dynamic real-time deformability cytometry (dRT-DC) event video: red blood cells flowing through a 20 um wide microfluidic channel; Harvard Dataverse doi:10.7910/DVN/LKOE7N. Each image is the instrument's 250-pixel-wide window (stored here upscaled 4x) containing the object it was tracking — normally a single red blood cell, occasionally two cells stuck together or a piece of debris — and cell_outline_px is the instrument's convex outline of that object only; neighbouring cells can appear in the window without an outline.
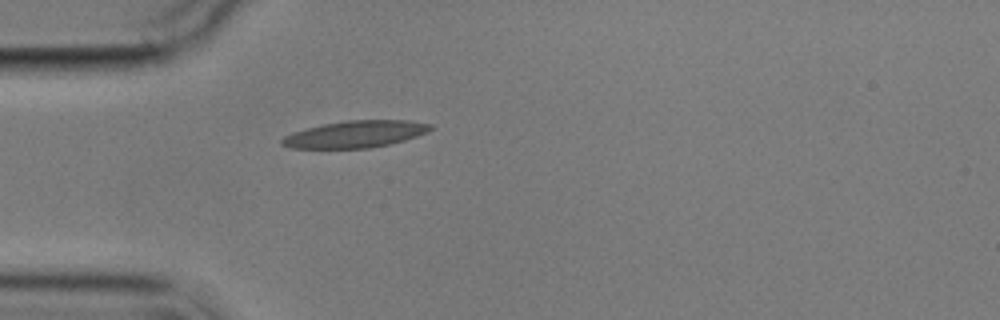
{"species": "common noctule bat (a hibernating species)", "species_latin": "Nyctalus noctula", "temperature_condition": "cold", "stored_images_in_passage": 2, "camera_frame_rate_fps": 3000, "um_per_image_px": 0.085, "animal": {"sex": "male", "body_mass_g": 17.9}, "frame": {"image": 1, "passage_image": 2, "time_ms": 2.0, "image_size_px": [1000, 320], "cell_outline_px": [[432, 128], [416, 136], [404, 140], [372, 148], [292, 148], [280, 144], [280, 140], [284, 136], [292, 132], [324, 124], [344, 120], [408, 120], [432, 124]], "centroid_in_image_um": [30.17, 11.4], "position_along_channel_um": 54.8, "area_um2": 23.12}}